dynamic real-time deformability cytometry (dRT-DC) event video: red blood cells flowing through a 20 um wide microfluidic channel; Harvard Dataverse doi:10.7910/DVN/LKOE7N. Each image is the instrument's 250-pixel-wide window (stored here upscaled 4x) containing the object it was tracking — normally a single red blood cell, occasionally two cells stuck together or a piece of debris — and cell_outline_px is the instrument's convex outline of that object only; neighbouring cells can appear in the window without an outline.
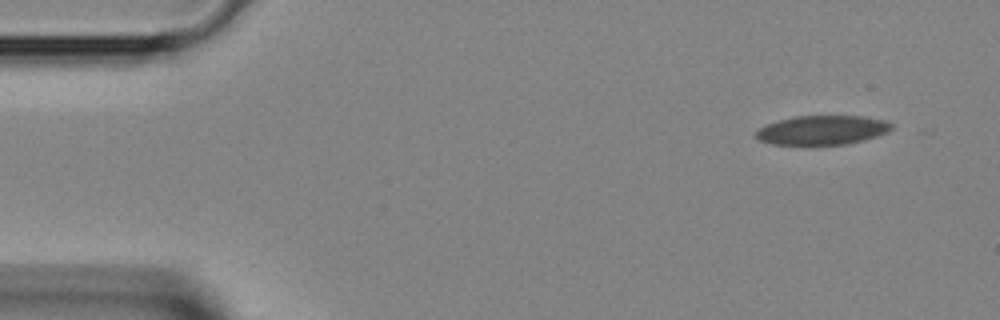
{"species": "Egyptian fruit bat (a non-hibernating species)", "species_latin": "Rousettus aegyptiacus", "temperature_condition": "room temperature", "stored_images_in_passage": 3, "camera_frame_rate_fps": 3000, "um_per_image_px": 0.085, "animal": {"sex": "female"}, "frame": {"image": 1, "passage_image": 1, "time_ms": 0.0, "image_size_px": [1000, 320], "cell_outline_px": [[892, 128], [888, 132], [876, 136], [844, 144], [772, 144], [760, 140], [756, 136], [756, 132], [760, 128], [768, 124], [780, 120], [796, 116], [864, 116], [884, 120], [892, 124]], "centroid_in_image_um": [69.91, 11.05], "position_along_channel_um": 15.1, "area_um2": 22.6}}
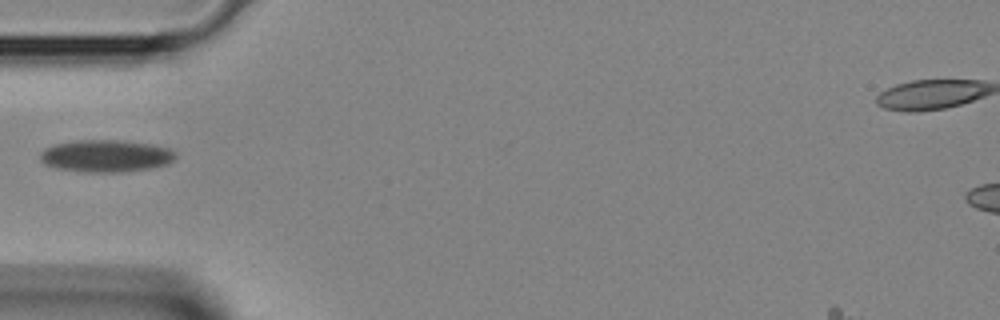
{"frame": {"image": 2, "passage_image": 3, "time_ms": 0.667, "image_size_px": [1000, 320], "cell_outline_px": [[176, 156], [168, 164], [152, 168], [128, 172], [84, 172], [56, 168], [44, 164], [40, 160], [40, 152], [44, 148], [56, 144], [76, 140], [124, 140], [152, 144], [168, 148], [176, 152]], "centroid_in_image_um": [9.01, 13.26], "position_along_channel_um": 76.0, "area_um2": 25.72}}